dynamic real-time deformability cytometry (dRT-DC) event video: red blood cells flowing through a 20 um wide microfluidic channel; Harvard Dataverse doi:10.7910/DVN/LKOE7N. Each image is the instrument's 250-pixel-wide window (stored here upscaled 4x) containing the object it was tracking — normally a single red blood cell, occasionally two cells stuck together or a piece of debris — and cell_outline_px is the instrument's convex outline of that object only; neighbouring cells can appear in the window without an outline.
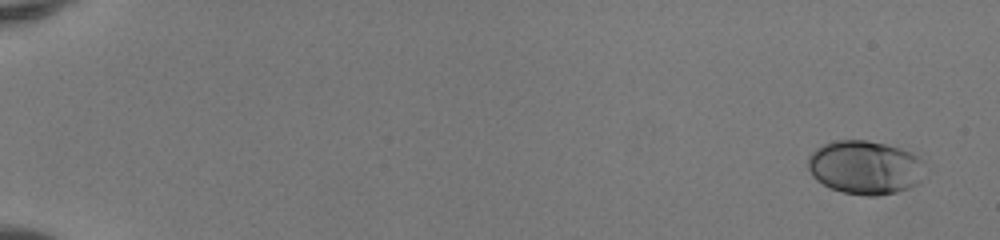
{"species": "human", "species_latin": "Homo sapiens", "temperature_condition": "room temperature", "stored_images_in_passage": 50, "camera_frame_rate_fps": 3000, "um_per_image_px": 0.085, "donor": {"sex": "female"}, "frame": {"image": 1, "passage_image": 1, "time_ms": 0.0, "image_size_px": [1000, 240], "cell_outline_px": [[924, 180], [920, 184], [912, 188], [880, 196], [868, 196], [844, 192], [832, 188], [816, 180], [812, 176], [808, 168], [808, 156], [816, 148], [824, 144], [836, 140], [868, 140], [900, 148], [912, 152], [920, 156]], "centroid_in_image_um": [73.56, 14.24], "position_along_channel_um": 11.4, "area_um2": 36.93}}
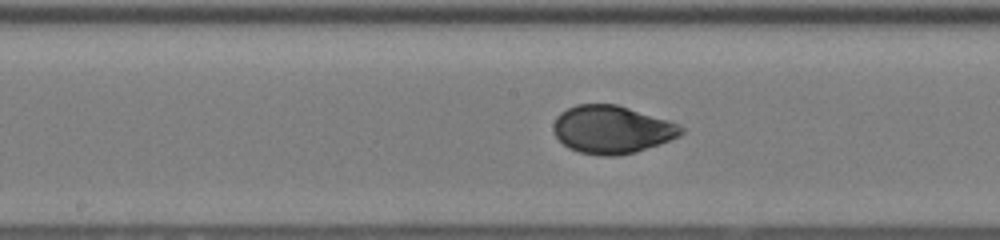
{"frame": {"image": 2, "passage_image": 28, "time_ms": 9.0, "image_size_px": [1000, 240], "cell_outline_px": [[684, 132], [680, 136], [636, 152], [616, 156], [600, 156], [580, 152], [568, 148], [552, 132], [552, 124], [556, 116], [560, 112], [576, 104], [616, 104], [668, 120], [680, 124], [684, 128]], "centroid_in_image_um": [51.99, 11.01], "position_along_channel_um": 196.2, "area_um2": 35.78}}
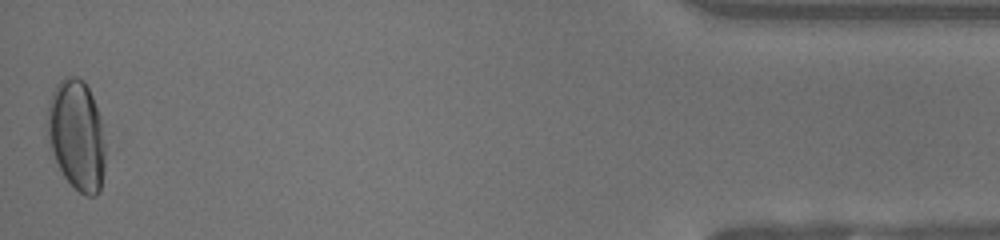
{"frame": {"image": 3, "passage_image": 50, "time_ms": 16.333, "image_size_px": [1000, 240], "cell_outline_px": [[104, 172], [100, 192], [96, 196], [84, 196], [64, 176], [52, 152], [48, 140], [48, 100], [56, 84], [64, 76], [76, 76], [84, 80], [92, 96], [100, 116], [104, 144]], "centroid_in_image_um": [6.52, 11.47], "position_along_channel_um": 428.7, "area_um2": 37.17}, "authors_computed_cell_mechanics": {"area_um2": 35.4892, "velocity_mm_per_s": 4.1546, "shape_relaxation_time_tau1_ms": 4.3607, "shape_relaxation_time_tau2_ms": null, "deformation_change_tau1": 0.1868, "deformation_change_tau2": null}}